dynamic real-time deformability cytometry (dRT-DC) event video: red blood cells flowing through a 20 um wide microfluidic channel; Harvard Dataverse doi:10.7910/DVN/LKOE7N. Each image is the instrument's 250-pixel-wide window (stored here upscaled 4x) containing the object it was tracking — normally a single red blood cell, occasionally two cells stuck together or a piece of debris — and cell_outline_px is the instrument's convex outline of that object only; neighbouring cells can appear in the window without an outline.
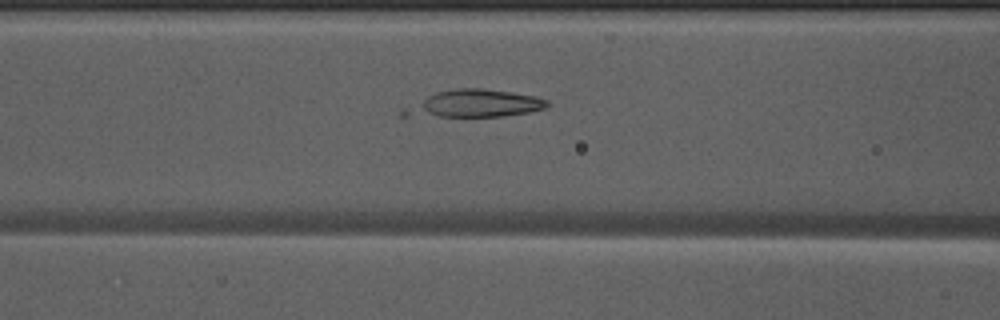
{"species": "Egyptian fruit bat (a non-hibernating species)", "species_latin": "Rousettus aegyptiacus", "temperature_condition": "warm", "stored_images_in_passage": 33, "camera_frame_rate_fps": 3000, "um_per_image_px": 0.085, "animal": {"sex": "male"}, "frame": {"image": 1, "passage_image": 8, "time_ms": 2.333, "image_size_px": [1000, 320], "cell_outline_px": [[548, 108], [528, 112], [504, 116], [400, 116], [400, 108], [436, 92], [456, 88], [484, 88], [512, 92], [536, 96], [548, 100]], "centroid_in_image_um": [40.29, 8.8], "position_along_channel_um": 126.3, "area_um2": 23.0}}